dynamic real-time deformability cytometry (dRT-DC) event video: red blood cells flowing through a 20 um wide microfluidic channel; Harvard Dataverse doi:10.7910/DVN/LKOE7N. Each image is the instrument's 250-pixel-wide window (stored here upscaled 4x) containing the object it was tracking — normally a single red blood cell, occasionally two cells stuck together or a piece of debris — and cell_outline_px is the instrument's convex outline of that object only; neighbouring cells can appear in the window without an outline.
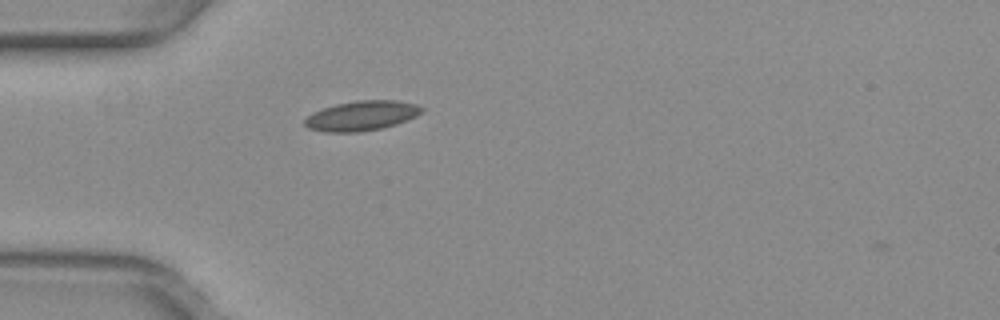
{"species": "common noctule bat (a hibernating species)", "species_latin": "Nyctalus noctula", "temperature_condition": "warm", "stored_images_in_passage": 37, "camera_frame_rate_fps": 3000, "um_per_image_px": 0.085, "animal": {"sex": "female", "body_mass_g": 29.2, "forearm_length_mm": 56.3}, "frame": {"image": 1, "passage_image": 1, "time_ms": 0.0, "image_size_px": [1000, 320], "cell_outline_px": [[424, 112], [416, 116], [396, 124], [380, 128], [360, 132], [324, 132], [308, 128], [304, 124], [304, 120], [312, 112], [336, 104], [356, 100], [396, 100], [416, 104], [424, 108]], "centroid_in_image_um": [30.74, 9.83], "position_along_channel_um": 54.3, "area_um2": 20.35}}
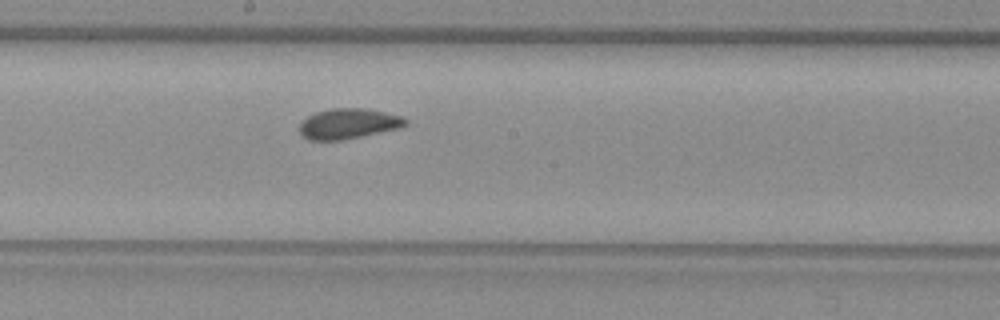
{"frame": {"image": 2, "passage_image": 14, "time_ms": 4.333, "image_size_px": [1000, 320], "cell_outline_px": [[408, 124], [400, 128], [340, 140], [308, 140], [300, 132], [300, 124], [308, 116], [316, 112], [332, 108], [364, 108], [384, 112], [400, 116], [408, 120]], "centroid_in_image_um": [29.62, 10.51], "position_along_channel_um": 218.6, "area_um2": 18.5}}
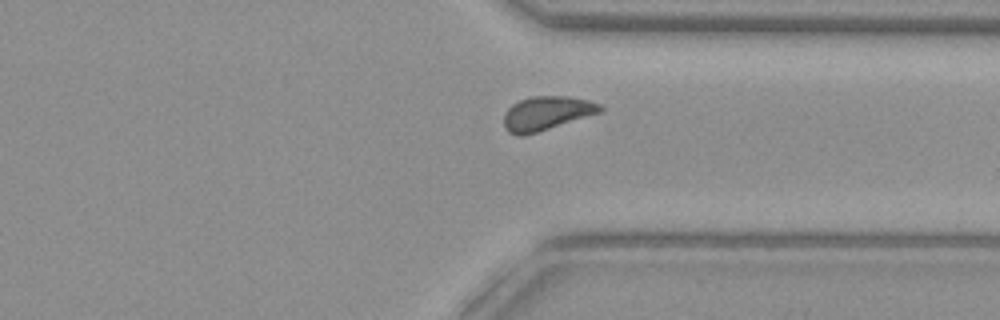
{"frame": {"image": 3, "passage_image": 25, "time_ms": 8.0, "image_size_px": [1000, 320], "cell_outline_px": [[604, 108], [600, 112], [536, 132], [520, 136], [516, 136], [508, 132], [504, 128], [504, 112], [512, 104], [520, 100], [532, 96], [568, 96], [588, 100], [600, 104]], "centroid_in_image_um": [46.42, 9.62], "position_along_channel_um": 365.0, "area_um2": 18.84}, "authors_computed_cell_mechanics": {"area_um2": 18.5538, "velocity_mm_per_s": 3.9941, "shape_relaxation_time_tau1_ms": 3.7592, "shape_relaxation_time_tau2_ms": 1.2915, "deformation_change_tau1": 0.084, "deformation_change_tau2": 0.0534}}